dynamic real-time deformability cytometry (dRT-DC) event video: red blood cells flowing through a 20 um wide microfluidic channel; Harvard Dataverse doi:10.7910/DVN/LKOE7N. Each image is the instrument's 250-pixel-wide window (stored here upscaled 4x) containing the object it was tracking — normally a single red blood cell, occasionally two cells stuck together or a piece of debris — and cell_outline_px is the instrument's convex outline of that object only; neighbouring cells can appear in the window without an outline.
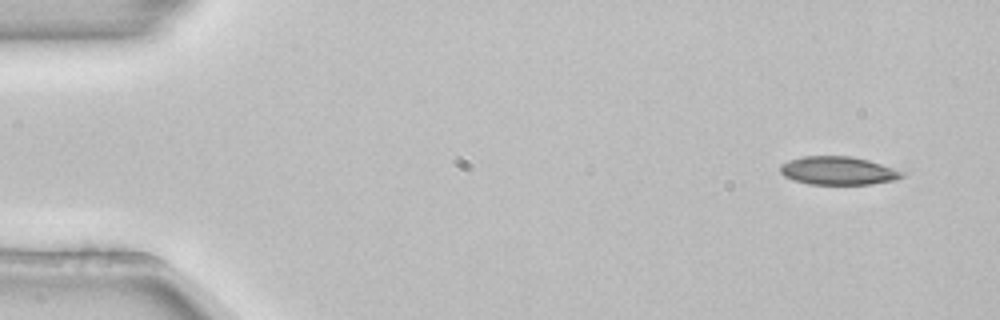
{"species": "common noctule bat (a hibernating species)", "species_latin": "Nyctalus noctula", "temperature_condition": "room temperature", "stored_images_in_passage": 4, "camera_frame_rate_fps": 3000, "um_per_image_px": 0.085, "animal": {"sex": "female", "body_mass_g": 22.7, "forearm_length_mm": 54.2}, "frame": {"image": 1, "passage_image": 1, "time_ms": 0.0, "image_size_px": [1000, 320], "cell_outline_px": [[908, 176], [896, 180], [872, 184], [808, 184], [792, 180], [784, 176], [780, 172], [780, 164], [788, 160], [804, 156], [852, 156], [868, 160], [908, 172]], "centroid_in_image_um": [71.29, 14.51], "position_along_channel_um": 13.7, "area_um2": 20.46}}
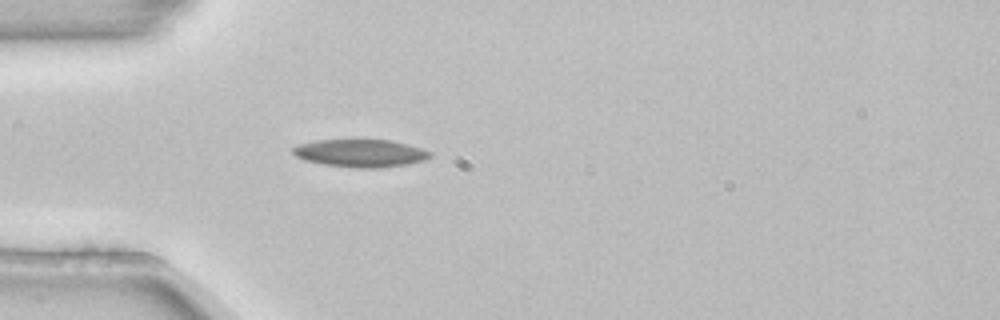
{"frame": {"image": 2, "passage_image": 4, "time_ms": 1.0, "image_size_px": [1000, 320], "cell_outline_px": [[432, 156], [424, 160], [404, 164], [380, 168], [356, 168], [324, 164], [304, 160], [296, 156], [292, 152], [292, 148], [296, 144], [316, 140], [392, 140], [408, 144], [432, 152]], "centroid_in_image_um": [30.61, 13.01], "position_along_channel_um": 54.4, "area_um2": 22.14}}